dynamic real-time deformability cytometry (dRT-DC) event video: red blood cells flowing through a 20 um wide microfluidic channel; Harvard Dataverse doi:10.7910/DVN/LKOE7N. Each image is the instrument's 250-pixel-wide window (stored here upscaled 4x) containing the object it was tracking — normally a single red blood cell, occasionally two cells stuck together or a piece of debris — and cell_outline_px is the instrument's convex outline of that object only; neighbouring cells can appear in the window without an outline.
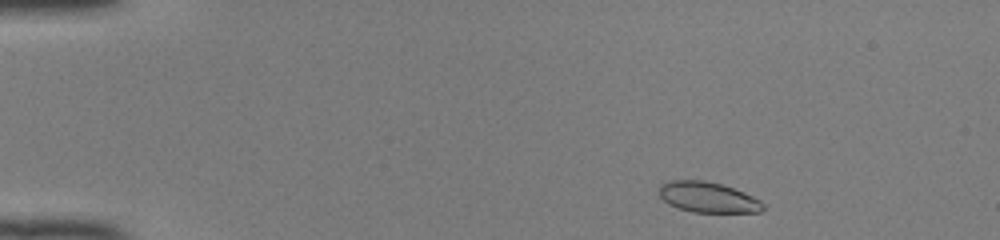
{"species": "common noctule bat (a hibernating species)", "species_latin": "Nyctalus noctula", "temperature_condition": "room temperature", "stored_images_in_passage": 44, "camera_frame_rate_fps": 3000, "um_per_image_px": 0.085, "animal": {"sex": "female", "body_mass_g": 22.0, "forearm_length_mm": 56.7}, "frame": {"image": 1, "passage_image": 2, "time_ms": 0.333, "image_size_px": [1000, 240], "cell_outline_px": [[764, 208], [760, 212], [692, 212], [668, 204], [660, 196], [660, 184], [664, 180], [704, 180], [720, 184], [744, 192], [760, 200], [764, 204]], "centroid_in_image_um": [60.15, 16.76], "position_along_channel_um": 24.8, "area_um2": 18.44}}
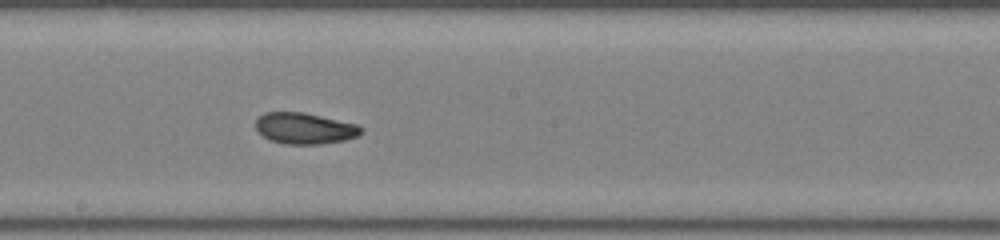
{"frame": {"image": 2, "passage_image": 23, "time_ms": 7.333, "image_size_px": [1000, 240], "cell_outline_px": [[360, 136], [344, 140], [320, 144], [284, 144], [268, 140], [256, 128], [256, 120], [264, 112], [304, 112], [356, 124], [360, 128]], "centroid_in_image_um": [25.87, 10.91], "position_along_channel_um": 222.3, "area_um2": 19.02}}
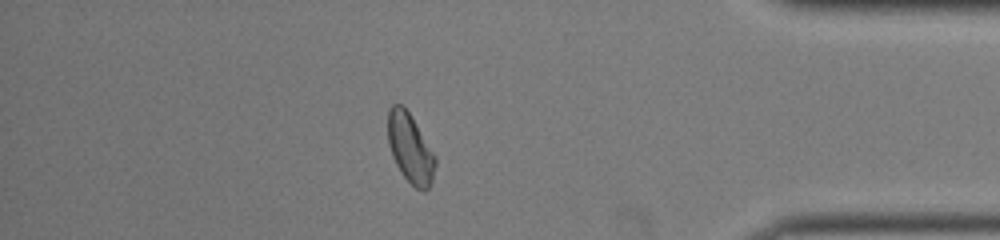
{"frame": {"image": 3, "passage_image": 38, "time_ms": 12.333, "image_size_px": [1000, 240], "cell_outline_px": [[436, 164], [432, 180], [428, 188], [424, 192], [416, 188], [404, 176], [396, 164], [392, 156], [388, 144], [388, 108], [392, 104], [400, 104], [412, 116], [436, 156]], "centroid_in_image_um": [34.87, 12.59], "position_along_channel_um": 400.3, "area_um2": 19.13}, "authors_computed_cell_mechanics": {"area_um2": 19.1896, "velocity_mm_per_s": 4.1083, "shape_relaxation_time_tau1_ms": 5.956, "shape_relaxation_time_tau2_ms": 1.9183, "deformation_change_tau1": 0.1522, "deformation_change_tau2": 0.0697}}